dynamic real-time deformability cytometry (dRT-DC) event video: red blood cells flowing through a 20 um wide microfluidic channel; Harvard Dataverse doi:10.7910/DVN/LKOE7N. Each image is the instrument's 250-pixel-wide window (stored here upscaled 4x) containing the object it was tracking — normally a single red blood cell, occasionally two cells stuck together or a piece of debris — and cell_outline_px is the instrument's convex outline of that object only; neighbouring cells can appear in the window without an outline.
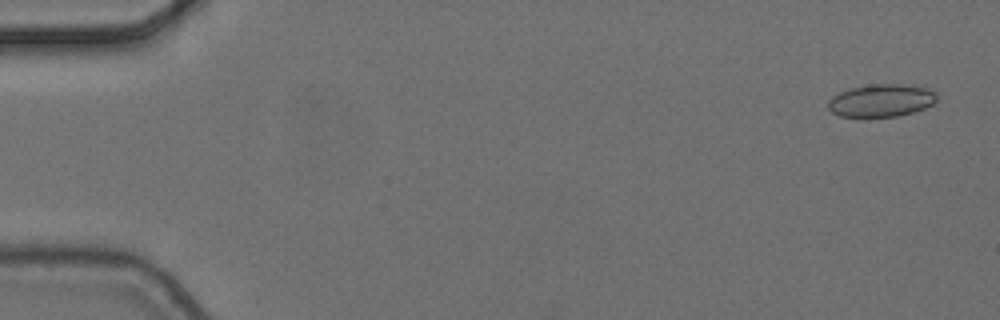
{"species": "common noctule bat (a hibernating species)", "species_latin": "Nyctalus noctula", "temperature_condition": "cold", "stored_images_in_passage": 5, "camera_frame_rate_fps": 3000, "um_per_image_px": 0.085, "animal": {"sex": "female", "body_mass_g": 24.6, "forearm_length_mm": 56.2}, "frame": {"image": 1, "passage_image": 1, "time_ms": 0.0, "image_size_px": [1000, 320], "cell_outline_px": [[936, 100], [932, 104], [924, 108], [912, 112], [896, 116], [840, 116], [832, 112], [828, 108], [828, 100], [832, 96], [840, 92], [852, 88], [872, 84], [912, 84], [936, 92]], "centroid_in_image_um": [74.9, 8.53], "position_along_channel_um": 10.1, "area_um2": 20.46}}